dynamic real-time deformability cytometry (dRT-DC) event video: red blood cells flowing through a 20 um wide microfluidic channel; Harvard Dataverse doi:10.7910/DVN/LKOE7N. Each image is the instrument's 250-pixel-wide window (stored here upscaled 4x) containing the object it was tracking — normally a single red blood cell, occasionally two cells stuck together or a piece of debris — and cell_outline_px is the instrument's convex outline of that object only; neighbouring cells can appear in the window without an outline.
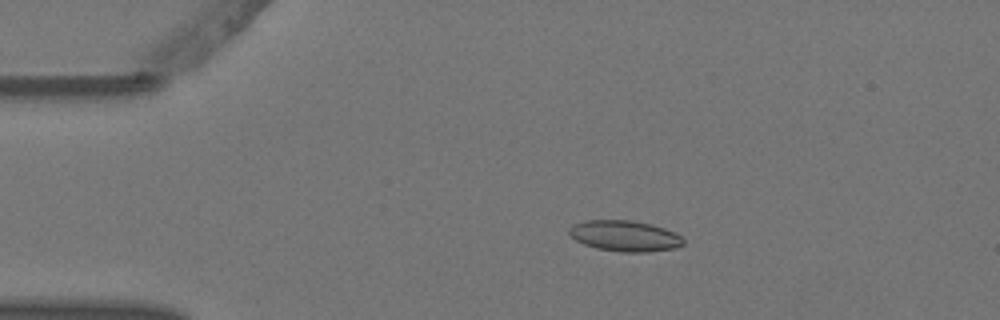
{"species": "Egyptian fruit bat (a non-hibernating species)", "species_latin": "Rousettus aegyptiacus", "temperature_condition": "warm", "stored_images_in_passage": 7, "camera_frame_rate_fps": 3000, "um_per_image_px": 0.085, "animal": {"sex": "female"}, "frame": {"image": 1, "passage_image": 3, "time_ms": 0.667, "image_size_px": [1000, 320], "cell_outline_px": [[684, 244], [676, 248], [648, 252], [620, 252], [596, 248], [584, 244], [576, 240], [568, 232], [568, 228], [572, 224], [584, 220], [632, 220], [652, 224], [676, 232], [684, 240]], "centroid_in_image_um": [53.11, 20.05], "position_along_channel_um": 31.9, "area_um2": 20.75}}
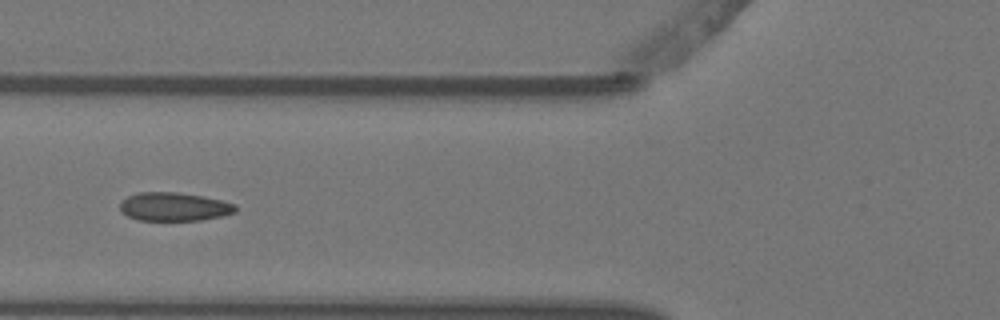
{"frame": {"image": 2, "passage_image": 6, "time_ms": 1.667, "image_size_px": [1000, 320], "cell_outline_px": [[236, 212], [224, 216], [200, 220], [136, 220], [120, 212], [120, 200], [136, 192], [176, 192], [204, 196], [236, 204]], "centroid_in_image_um": [14.77, 17.57], "position_along_channel_um": 111.0, "area_um2": 19.42}}
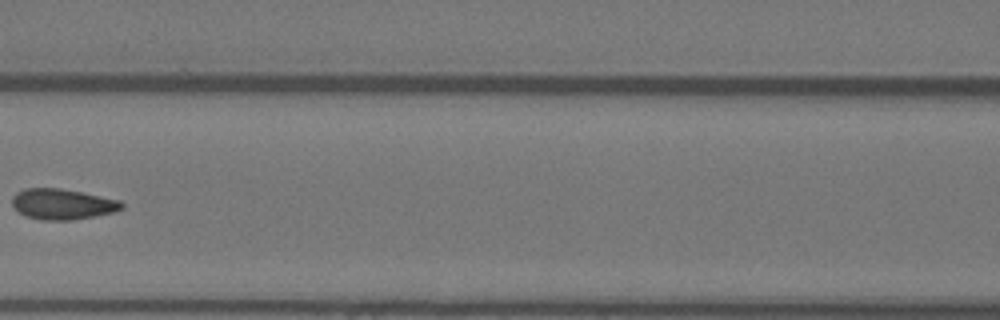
{"frame": {"image": 3, "passage_image": 7, "time_ms": 2.0, "image_size_px": [1000, 320], "cell_outline_px": [[124, 208], [116, 212], [72, 220], [44, 220], [28, 216], [20, 212], [12, 204], [12, 196], [16, 192], [24, 188], [60, 188], [120, 200], [124, 204]], "centroid_in_image_um": [5.33, 17.34], "position_along_channel_um": 161.3, "area_um2": 19.48}}